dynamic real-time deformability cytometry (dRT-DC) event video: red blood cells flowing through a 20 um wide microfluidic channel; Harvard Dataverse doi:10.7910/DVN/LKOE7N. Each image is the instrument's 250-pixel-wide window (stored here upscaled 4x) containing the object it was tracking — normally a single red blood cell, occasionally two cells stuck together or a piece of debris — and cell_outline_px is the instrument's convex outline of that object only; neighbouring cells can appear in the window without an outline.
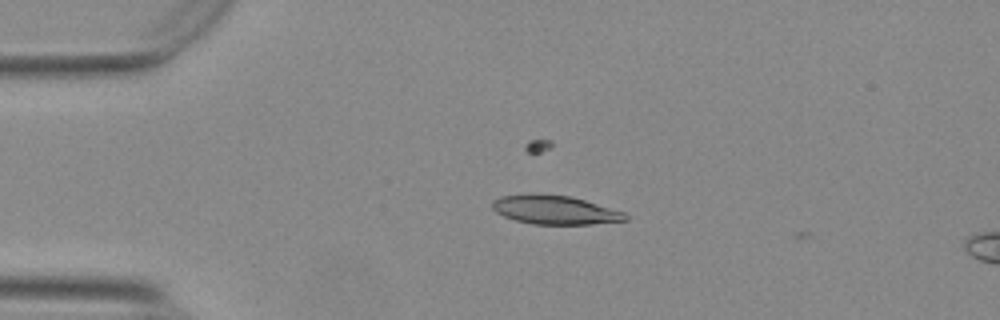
{"species": "Egyptian fruit bat (a non-hibernating species)", "species_latin": "Rousettus aegyptiacus", "temperature_condition": "warm", "stored_images_in_passage": 2, "camera_frame_rate_fps": 3000, "um_per_image_px": 0.085, "animal": {"sex": "female"}, "frame": {"image": 1, "passage_image": 1, "time_ms": 0.0, "image_size_px": [1000, 320], "cell_outline_px": [[628, 220], [592, 224], [532, 224], [516, 220], [504, 216], [496, 212], [492, 208], [492, 200], [500, 196], [528, 192], [536, 192], [568, 196], [584, 200], [624, 212], [628, 216]], "centroid_in_image_um": [47.11, 17.82], "position_along_channel_um": 37.9, "area_um2": 22.6}}